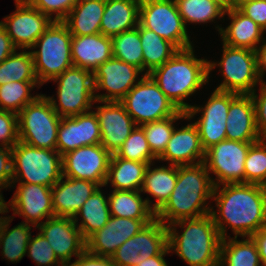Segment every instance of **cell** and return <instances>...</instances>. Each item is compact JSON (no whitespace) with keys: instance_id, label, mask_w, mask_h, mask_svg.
<instances>
[{"instance_id":"obj_1","label":"cell","mask_w":266,"mask_h":266,"mask_svg":"<svg viewBox=\"0 0 266 266\" xmlns=\"http://www.w3.org/2000/svg\"><path fill=\"white\" fill-rule=\"evenodd\" d=\"M210 215L222 239L251 237L266 225V186L252 183H228L215 186ZM214 208V209H213ZM229 227V228H228Z\"/></svg>"},{"instance_id":"obj_2","label":"cell","mask_w":266,"mask_h":266,"mask_svg":"<svg viewBox=\"0 0 266 266\" xmlns=\"http://www.w3.org/2000/svg\"><path fill=\"white\" fill-rule=\"evenodd\" d=\"M215 185L204 162L177 166L175 188L166 203L155 213L165 226L181 220L210 214ZM210 204V205H209Z\"/></svg>"},{"instance_id":"obj_3","label":"cell","mask_w":266,"mask_h":266,"mask_svg":"<svg viewBox=\"0 0 266 266\" xmlns=\"http://www.w3.org/2000/svg\"><path fill=\"white\" fill-rule=\"evenodd\" d=\"M175 107L187 112L186 98L209 84L208 59L195 55L194 47L178 50L168 61L148 74Z\"/></svg>"},{"instance_id":"obj_4","label":"cell","mask_w":266,"mask_h":266,"mask_svg":"<svg viewBox=\"0 0 266 266\" xmlns=\"http://www.w3.org/2000/svg\"><path fill=\"white\" fill-rule=\"evenodd\" d=\"M167 230L170 253L189 266H219L222 238L210 214L175 221Z\"/></svg>"},{"instance_id":"obj_5","label":"cell","mask_w":266,"mask_h":266,"mask_svg":"<svg viewBox=\"0 0 266 266\" xmlns=\"http://www.w3.org/2000/svg\"><path fill=\"white\" fill-rule=\"evenodd\" d=\"M71 40L72 34L67 25L63 21H53L29 49L42 86L73 66Z\"/></svg>"},{"instance_id":"obj_6","label":"cell","mask_w":266,"mask_h":266,"mask_svg":"<svg viewBox=\"0 0 266 266\" xmlns=\"http://www.w3.org/2000/svg\"><path fill=\"white\" fill-rule=\"evenodd\" d=\"M11 188L16 183L52 187L62 178V156L57 150L37 148L21 141L12 148Z\"/></svg>"},{"instance_id":"obj_7","label":"cell","mask_w":266,"mask_h":266,"mask_svg":"<svg viewBox=\"0 0 266 266\" xmlns=\"http://www.w3.org/2000/svg\"><path fill=\"white\" fill-rule=\"evenodd\" d=\"M57 83L56 98L47 96L53 109L62 117H72L92 110L95 105L93 73L71 66L52 80Z\"/></svg>"},{"instance_id":"obj_8","label":"cell","mask_w":266,"mask_h":266,"mask_svg":"<svg viewBox=\"0 0 266 266\" xmlns=\"http://www.w3.org/2000/svg\"><path fill=\"white\" fill-rule=\"evenodd\" d=\"M222 57L220 61L208 60V80L210 72L216 66L222 75V82L216 90L235 94H251L258 88L260 79L257 72L255 50L230 47L222 43Z\"/></svg>"},{"instance_id":"obj_9","label":"cell","mask_w":266,"mask_h":266,"mask_svg":"<svg viewBox=\"0 0 266 266\" xmlns=\"http://www.w3.org/2000/svg\"><path fill=\"white\" fill-rule=\"evenodd\" d=\"M61 119L47 95L40 93L18 113L19 141L37 148L56 150Z\"/></svg>"},{"instance_id":"obj_10","label":"cell","mask_w":266,"mask_h":266,"mask_svg":"<svg viewBox=\"0 0 266 266\" xmlns=\"http://www.w3.org/2000/svg\"><path fill=\"white\" fill-rule=\"evenodd\" d=\"M139 24L154 31L178 50L194 47L174 0H141Z\"/></svg>"},{"instance_id":"obj_11","label":"cell","mask_w":266,"mask_h":266,"mask_svg":"<svg viewBox=\"0 0 266 266\" xmlns=\"http://www.w3.org/2000/svg\"><path fill=\"white\" fill-rule=\"evenodd\" d=\"M120 102L137 126L169 118L179 111L148 74Z\"/></svg>"},{"instance_id":"obj_12","label":"cell","mask_w":266,"mask_h":266,"mask_svg":"<svg viewBox=\"0 0 266 266\" xmlns=\"http://www.w3.org/2000/svg\"><path fill=\"white\" fill-rule=\"evenodd\" d=\"M237 95L238 94L235 93L214 89L205 105L194 104L186 112V117L183 120L188 121L195 119L194 117H196L198 113H201L197 120H193V123L198 129L201 145L205 151L211 146L227 139V114L230 102Z\"/></svg>"},{"instance_id":"obj_13","label":"cell","mask_w":266,"mask_h":266,"mask_svg":"<svg viewBox=\"0 0 266 266\" xmlns=\"http://www.w3.org/2000/svg\"><path fill=\"white\" fill-rule=\"evenodd\" d=\"M252 144L225 139L205 151L204 163L215 186L244 183L245 159Z\"/></svg>"},{"instance_id":"obj_14","label":"cell","mask_w":266,"mask_h":266,"mask_svg":"<svg viewBox=\"0 0 266 266\" xmlns=\"http://www.w3.org/2000/svg\"><path fill=\"white\" fill-rule=\"evenodd\" d=\"M144 75L139 68L111 57L93 72L95 99L120 102ZM102 90L106 92L101 94Z\"/></svg>"},{"instance_id":"obj_15","label":"cell","mask_w":266,"mask_h":266,"mask_svg":"<svg viewBox=\"0 0 266 266\" xmlns=\"http://www.w3.org/2000/svg\"><path fill=\"white\" fill-rule=\"evenodd\" d=\"M15 9L0 23L18 50H29L54 20L26 0H15Z\"/></svg>"},{"instance_id":"obj_16","label":"cell","mask_w":266,"mask_h":266,"mask_svg":"<svg viewBox=\"0 0 266 266\" xmlns=\"http://www.w3.org/2000/svg\"><path fill=\"white\" fill-rule=\"evenodd\" d=\"M167 246V226L154 219L125 241L111 258L116 266H137L145 259L159 255Z\"/></svg>"},{"instance_id":"obj_17","label":"cell","mask_w":266,"mask_h":266,"mask_svg":"<svg viewBox=\"0 0 266 266\" xmlns=\"http://www.w3.org/2000/svg\"><path fill=\"white\" fill-rule=\"evenodd\" d=\"M111 153L101 144L82 146L62 155V175L105 184Z\"/></svg>"},{"instance_id":"obj_18","label":"cell","mask_w":266,"mask_h":266,"mask_svg":"<svg viewBox=\"0 0 266 266\" xmlns=\"http://www.w3.org/2000/svg\"><path fill=\"white\" fill-rule=\"evenodd\" d=\"M17 185L11 200L5 201L7 212H10L9 207L13 210V218L18 215L25 219L22 222L36 229L42 220L55 216L51 187L33 183H18Z\"/></svg>"},{"instance_id":"obj_19","label":"cell","mask_w":266,"mask_h":266,"mask_svg":"<svg viewBox=\"0 0 266 266\" xmlns=\"http://www.w3.org/2000/svg\"><path fill=\"white\" fill-rule=\"evenodd\" d=\"M37 229L64 266L71 263L72 256L77 258L86 250V241L72 218L53 216L43 221Z\"/></svg>"},{"instance_id":"obj_20","label":"cell","mask_w":266,"mask_h":266,"mask_svg":"<svg viewBox=\"0 0 266 266\" xmlns=\"http://www.w3.org/2000/svg\"><path fill=\"white\" fill-rule=\"evenodd\" d=\"M95 103L98 104L92 110L95 109L100 125V144L114 154L137 125L121 102L95 100Z\"/></svg>"},{"instance_id":"obj_21","label":"cell","mask_w":266,"mask_h":266,"mask_svg":"<svg viewBox=\"0 0 266 266\" xmlns=\"http://www.w3.org/2000/svg\"><path fill=\"white\" fill-rule=\"evenodd\" d=\"M153 220L111 216L102 229L95 231L85 240L86 250L98 256L111 257L125 241Z\"/></svg>"},{"instance_id":"obj_22","label":"cell","mask_w":266,"mask_h":266,"mask_svg":"<svg viewBox=\"0 0 266 266\" xmlns=\"http://www.w3.org/2000/svg\"><path fill=\"white\" fill-rule=\"evenodd\" d=\"M101 130L93 110L72 117H62L57 131L56 150L60 155L82 146L100 144Z\"/></svg>"},{"instance_id":"obj_23","label":"cell","mask_w":266,"mask_h":266,"mask_svg":"<svg viewBox=\"0 0 266 266\" xmlns=\"http://www.w3.org/2000/svg\"><path fill=\"white\" fill-rule=\"evenodd\" d=\"M204 159L205 150L201 145L198 129L191 122L179 129L175 127L164 152L157 161L179 166L202 163Z\"/></svg>"},{"instance_id":"obj_24","label":"cell","mask_w":266,"mask_h":266,"mask_svg":"<svg viewBox=\"0 0 266 266\" xmlns=\"http://www.w3.org/2000/svg\"><path fill=\"white\" fill-rule=\"evenodd\" d=\"M99 186L91 181L64 177L52 187V205L55 216L74 218L83 203Z\"/></svg>"},{"instance_id":"obj_25","label":"cell","mask_w":266,"mask_h":266,"mask_svg":"<svg viewBox=\"0 0 266 266\" xmlns=\"http://www.w3.org/2000/svg\"><path fill=\"white\" fill-rule=\"evenodd\" d=\"M226 136L228 140L243 143H255L262 139L256 126L255 105L251 94H238L230 102Z\"/></svg>"},{"instance_id":"obj_26","label":"cell","mask_w":266,"mask_h":266,"mask_svg":"<svg viewBox=\"0 0 266 266\" xmlns=\"http://www.w3.org/2000/svg\"><path fill=\"white\" fill-rule=\"evenodd\" d=\"M224 16H228L230 23L227 27L215 25L222 43L235 48L255 50L265 39L264 30L251 18L245 16L237 8L225 10Z\"/></svg>"},{"instance_id":"obj_27","label":"cell","mask_w":266,"mask_h":266,"mask_svg":"<svg viewBox=\"0 0 266 266\" xmlns=\"http://www.w3.org/2000/svg\"><path fill=\"white\" fill-rule=\"evenodd\" d=\"M71 56L73 66L93 73L99 65L113 57L112 39L101 33L84 36L72 35Z\"/></svg>"},{"instance_id":"obj_28","label":"cell","mask_w":266,"mask_h":266,"mask_svg":"<svg viewBox=\"0 0 266 266\" xmlns=\"http://www.w3.org/2000/svg\"><path fill=\"white\" fill-rule=\"evenodd\" d=\"M140 3L141 0H106L100 33L112 38L136 28L139 24Z\"/></svg>"},{"instance_id":"obj_29","label":"cell","mask_w":266,"mask_h":266,"mask_svg":"<svg viewBox=\"0 0 266 266\" xmlns=\"http://www.w3.org/2000/svg\"><path fill=\"white\" fill-rule=\"evenodd\" d=\"M142 195L141 191L112 190L107 194L110 215L130 219H155L154 201L149 197L143 199Z\"/></svg>"},{"instance_id":"obj_30","label":"cell","mask_w":266,"mask_h":266,"mask_svg":"<svg viewBox=\"0 0 266 266\" xmlns=\"http://www.w3.org/2000/svg\"><path fill=\"white\" fill-rule=\"evenodd\" d=\"M106 0H78L63 20L70 33L84 36L100 33Z\"/></svg>"},{"instance_id":"obj_31","label":"cell","mask_w":266,"mask_h":266,"mask_svg":"<svg viewBox=\"0 0 266 266\" xmlns=\"http://www.w3.org/2000/svg\"><path fill=\"white\" fill-rule=\"evenodd\" d=\"M149 164L125 160L112 154L104 187L109 184L113 190L140 191Z\"/></svg>"},{"instance_id":"obj_32","label":"cell","mask_w":266,"mask_h":266,"mask_svg":"<svg viewBox=\"0 0 266 266\" xmlns=\"http://www.w3.org/2000/svg\"><path fill=\"white\" fill-rule=\"evenodd\" d=\"M154 163L148 165L141 193H149L148 195L155 198L154 212L156 213L169 199L177 181V165H160L154 166ZM156 167V168H155Z\"/></svg>"},{"instance_id":"obj_33","label":"cell","mask_w":266,"mask_h":266,"mask_svg":"<svg viewBox=\"0 0 266 266\" xmlns=\"http://www.w3.org/2000/svg\"><path fill=\"white\" fill-rule=\"evenodd\" d=\"M102 187L92 193L73 218L85 240L95 231L102 229L111 217L108 197L102 192Z\"/></svg>"},{"instance_id":"obj_34","label":"cell","mask_w":266,"mask_h":266,"mask_svg":"<svg viewBox=\"0 0 266 266\" xmlns=\"http://www.w3.org/2000/svg\"><path fill=\"white\" fill-rule=\"evenodd\" d=\"M12 216H4L3 226L0 232V248L2 258L12 263L19 262L27 253V246L31 238V228L34 226L21 222L9 228Z\"/></svg>"},{"instance_id":"obj_35","label":"cell","mask_w":266,"mask_h":266,"mask_svg":"<svg viewBox=\"0 0 266 266\" xmlns=\"http://www.w3.org/2000/svg\"><path fill=\"white\" fill-rule=\"evenodd\" d=\"M219 266H262L256 243L252 237L222 239Z\"/></svg>"},{"instance_id":"obj_36","label":"cell","mask_w":266,"mask_h":266,"mask_svg":"<svg viewBox=\"0 0 266 266\" xmlns=\"http://www.w3.org/2000/svg\"><path fill=\"white\" fill-rule=\"evenodd\" d=\"M138 31L143 52V73L147 75L168 61L178 49L154 31L140 24H138Z\"/></svg>"},{"instance_id":"obj_37","label":"cell","mask_w":266,"mask_h":266,"mask_svg":"<svg viewBox=\"0 0 266 266\" xmlns=\"http://www.w3.org/2000/svg\"><path fill=\"white\" fill-rule=\"evenodd\" d=\"M174 1L186 28L189 23L202 25L205 23H216V20H225V9L214 0Z\"/></svg>"},{"instance_id":"obj_38","label":"cell","mask_w":266,"mask_h":266,"mask_svg":"<svg viewBox=\"0 0 266 266\" xmlns=\"http://www.w3.org/2000/svg\"><path fill=\"white\" fill-rule=\"evenodd\" d=\"M17 51L0 63V86L16 81H38L30 50Z\"/></svg>"},{"instance_id":"obj_39","label":"cell","mask_w":266,"mask_h":266,"mask_svg":"<svg viewBox=\"0 0 266 266\" xmlns=\"http://www.w3.org/2000/svg\"><path fill=\"white\" fill-rule=\"evenodd\" d=\"M42 85L39 81L9 82L0 86V110L11 111L18 114L28 103L33 102L40 94L35 96L31 91Z\"/></svg>"},{"instance_id":"obj_40","label":"cell","mask_w":266,"mask_h":266,"mask_svg":"<svg viewBox=\"0 0 266 266\" xmlns=\"http://www.w3.org/2000/svg\"><path fill=\"white\" fill-rule=\"evenodd\" d=\"M111 39L113 57L133 65L143 72V52L138 26Z\"/></svg>"},{"instance_id":"obj_41","label":"cell","mask_w":266,"mask_h":266,"mask_svg":"<svg viewBox=\"0 0 266 266\" xmlns=\"http://www.w3.org/2000/svg\"><path fill=\"white\" fill-rule=\"evenodd\" d=\"M186 117V112L178 111L169 118L142 124L151 152L158 158L165 150L175 129V122Z\"/></svg>"},{"instance_id":"obj_42","label":"cell","mask_w":266,"mask_h":266,"mask_svg":"<svg viewBox=\"0 0 266 266\" xmlns=\"http://www.w3.org/2000/svg\"><path fill=\"white\" fill-rule=\"evenodd\" d=\"M125 160L154 163L157 157L151 152L146 135L141 126H136L124 143L114 153Z\"/></svg>"},{"instance_id":"obj_43","label":"cell","mask_w":266,"mask_h":266,"mask_svg":"<svg viewBox=\"0 0 266 266\" xmlns=\"http://www.w3.org/2000/svg\"><path fill=\"white\" fill-rule=\"evenodd\" d=\"M244 183L266 186V138L253 143L244 164Z\"/></svg>"},{"instance_id":"obj_44","label":"cell","mask_w":266,"mask_h":266,"mask_svg":"<svg viewBox=\"0 0 266 266\" xmlns=\"http://www.w3.org/2000/svg\"><path fill=\"white\" fill-rule=\"evenodd\" d=\"M26 254L38 266H64L58 260L47 239L40 232L36 236H31Z\"/></svg>"},{"instance_id":"obj_45","label":"cell","mask_w":266,"mask_h":266,"mask_svg":"<svg viewBox=\"0 0 266 266\" xmlns=\"http://www.w3.org/2000/svg\"><path fill=\"white\" fill-rule=\"evenodd\" d=\"M54 21H63L78 0H26ZM54 16V17H53Z\"/></svg>"},{"instance_id":"obj_46","label":"cell","mask_w":266,"mask_h":266,"mask_svg":"<svg viewBox=\"0 0 266 266\" xmlns=\"http://www.w3.org/2000/svg\"><path fill=\"white\" fill-rule=\"evenodd\" d=\"M18 141V114L0 110V146L12 149Z\"/></svg>"},{"instance_id":"obj_47","label":"cell","mask_w":266,"mask_h":266,"mask_svg":"<svg viewBox=\"0 0 266 266\" xmlns=\"http://www.w3.org/2000/svg\"><path fill=\"white\" fill-rule=\"evenodd\" d=\"M259 89L251 93L255 105L256 126L261 138H266V81L259 82ZM257 90L259 93H257Z\"/></svg>"},{"instance_id":"obj_48","label":"cell","mask_w":266,"mask_h":266,"mask_svg":"<svg viewBox=\"0 0 266 266\" xmlns=\"http://www.w3.org/2000/svg\"><path fill=\"white\" fill-rule=\"evenodd\" d=\"M237 9L251 18L263 30L266 28V0H250L242 3Z\"/></svg>"},{"instance_id":"obj_49","label":"cell","mask_w":266,"mask_h":266,"mask_svg":"<svg viewBox=\"0 0 266 266\" xmlns=\"http://www.w3.org/2000/svg\"><path fill=\"white\" fill-rule=\"evenodd\" d=\"M12 179V149L0 146V193L11 188Z\"/></svg>"},{"instance_id":"obj_50","label":"cell","mask_w":266,"mask_h":266,"mask_svg":"<svg viewBox=\"0 0 266 266\" xmlns=\"http://www.w3.org/2000/svg\"><path fill=\"white\" fill-rule=\"evenodd\" d=\"M67 266H116L111 257L98 256L85 250Z\"/></svg>"},{"instance_id":"obj_51","label":"cell","mask_w":266,"mask_h":266,"mask_svg":"<svg viewBox=\"0 0 266 266\" xmlns=\"http://www.w3.org/2000/svg\"><path fill=\"white\" fill-rule=\"evenodd\" d=\"M18 50L0 23V63Z\"/></svg>"},{"instance_id":"obj_52","label":"cell","mask_w":266,"mask_h":266,"mask_svg":"<svg viewBox=\"0 0 266 266\" xmlns=\"http://www.w3.org/2000/svg\"><path fill=\"white\" fill-rule=\"evenodd\" d=\"M255 54L258 76L263 81L266 74V38L256 47Z\"/></svg>"},{"instance_id":"obj_53","label":"cell","mask_w":266,"mask_h":266,"mask_svg":"<svg viewBox=\"0 0 266 266\" xmlns=\"http://www.w3.org/2000/svg\"><path fill=\"white\" fill-rule=\"evenodd\" d=\"M251 237L257 245L262 266H266V225Z\"/></svg>"},{"instance_id":"obj_54","label":"cell","mask_w":266,"mask_h":266,"mask_svg":"<svg viewBox=\"0 0 266 266\" xmlns=\"http://www.w3.org/2000/svg\"><path fill=\"white\" fill-rule=\"evenodd\" d=\"M169 253L170 251L167 246L159 255L149 257L139 263L137 266H169L165 259V255Z\"/></svg>"},{"instance_id":"obj_55","label":"cell","mask_w":266,"mask_h":266,"mask_svg":"<svg viewBox=\"0 0 266 266\" xmlns=\"http://www.w3.org/2000/svg\"><path fill=\"white\" fill-rule=\"evenodd\" d=\"M220 6H222L225 10H230L233 8V0H214Z\"/></svg>"},{"instance_id":"obj_56","label":"cell","mask_w":266,"mask_h":266,"mask_svg":"<svg viewBox=\"0 0 266 266\" xmlns=\"http://www.w3.org/2000/svg\"><path fill=\"white\" fill-rule=\"evenodd\" d=\"M7 212V209L5 207V200L2 193H0V214L5 215Z\"/></svg>"},{"instance_id":"obj_57","label":"cell","mask_w":266,"mask_h":266,"mask_svg":"<svg viewBox=\"0 0 266 266\" xmlns=\"http://www.w3.org/2000/svg\"><path fill=\"white\" fill-rule=\"evenodd\" d=\"M246 1H250V0H233V8H237L239 5H241L242 3Z\"/></svg>"},{"instance_id":"obj_58","label":"cell","mask_w":266,"mask_h":266,"mask_svg":"<svg viewBox=\"0 0 266 266\" xmlns=\"http://www.w3.org/2000/svg\"><path fill=\"white\" fill-rule=\"evenodd\" d=\"M3 218H4V216H0V232H1V229L3 226Z\"/></svg>"}]
</instances>
